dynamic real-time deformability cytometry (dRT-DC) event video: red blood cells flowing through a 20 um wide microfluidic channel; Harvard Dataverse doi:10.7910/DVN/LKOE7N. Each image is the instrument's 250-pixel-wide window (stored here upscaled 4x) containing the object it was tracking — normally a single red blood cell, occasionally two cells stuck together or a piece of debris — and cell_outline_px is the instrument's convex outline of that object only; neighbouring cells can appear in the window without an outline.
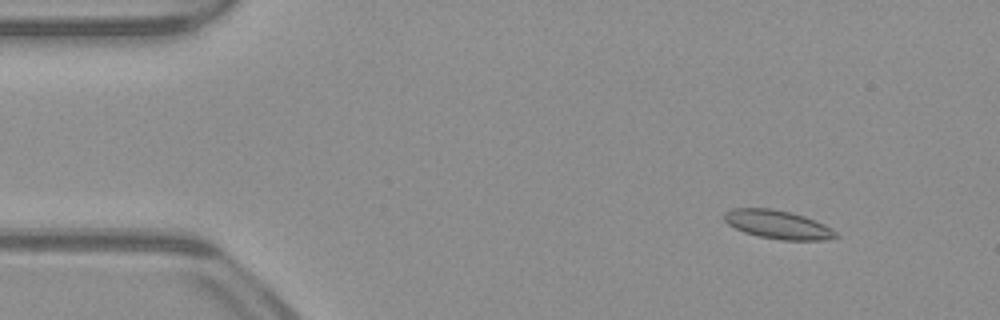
{"species": "common noctule bat (a hibernating species)", "species_latin": "Nyctalus noctula", "temperature_condition": "warm", "stored_images_in_passage": 53, "segment_of_instrument_passage": [1, 2], "camera_frame_rate_fps": 3000, "um_per_image_px": 0.085, "animal": {"sex": "male", "body_mass_g": 23.1, "forearm_length_mm": 52.7}, "frame": {"image": 1, "passage_image": 6, "time_ms": 1.667, "image_size_px": [1000, 320], "cell_outline_px": [[840, 236], [824, 240], [780, 240], [760, 236], [744, 232], [728, 224], [724, 220], [724, 212], [732, 208], [772, 208], [792, 212], [804, 216], [824, 224], [832, 228]], "centroid_in_image_um": [66.12, 19.08], "position_along_channel_um": 18.9, "area_um2": 18.61}}
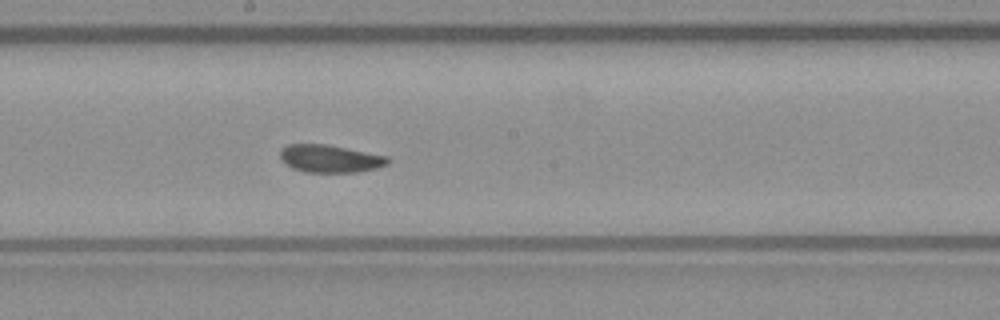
{"frame": {"image": 2, "passage_image": 28, "time_ms": 9.0, "image_size_px": [1000, 320], "cell_outline_px": [[392, 160], [388, 164], [376, 168], [356, 172], [304, 172], [292, 168], [280, 160], [280, 148], [288, 144], [324, 144], [388, 156]], "centroid_in_image_um": [28.03, 13.48], "position_along_channel_um": 220.2, "area_um2": 17.4}}
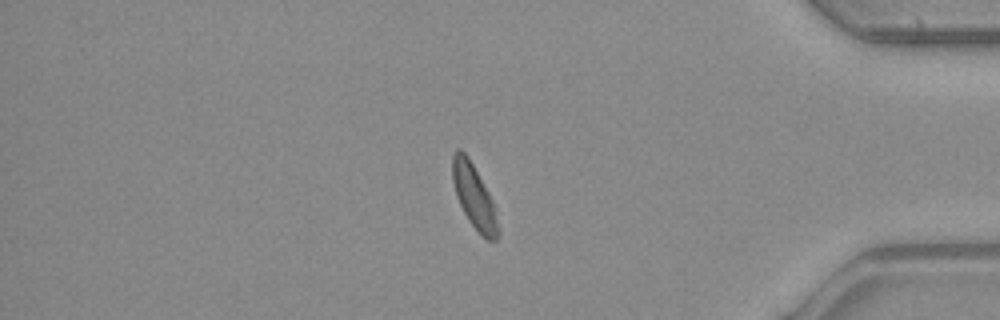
{"frame": {"image": 3, "passage_image": 44, "time_ms": 14.333, "image_size_px": [1000, 320], "cell_outline_px": [[500, 232], [496, 240], [488, 240], [480, 236], [468, 220], [456, 196], [452, 180], [452, 156], [456, 148], [460, 148], [468, 156], [488, 192], [492, 200]], "centroid_in_image_um": [40.28, 16.71], "position_along_channel_um": 394.9, "area_um2": 16.94}}